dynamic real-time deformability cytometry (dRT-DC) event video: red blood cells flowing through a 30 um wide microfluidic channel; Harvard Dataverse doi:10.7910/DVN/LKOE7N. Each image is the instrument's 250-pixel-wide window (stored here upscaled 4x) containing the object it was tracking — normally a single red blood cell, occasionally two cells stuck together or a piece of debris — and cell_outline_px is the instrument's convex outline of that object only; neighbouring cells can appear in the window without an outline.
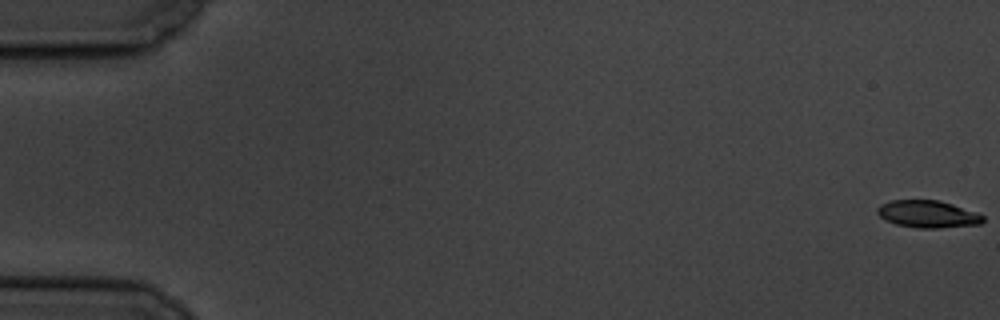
{"species": "common noctule bat (a hibernating species)", "species_latin": "Nyctalus noctula", "temperature_condition": "cold", "stored_images_in_passage": 18, "camera_frame_rate_fps": 3000, "um_per_image_px": 0.085, "animal": {"sex": "male", "body_mass_g": 19.5, "forearm_length_mm": 54.6}, "frame": {"image": 1, "passage_image": 1, "time_ms": 0.0, "image_size_px": [1000, 320], "cell_outline_px": [[984, 220], [980, 224], [936, 228], [916, 228], [896, 224], [880, 216], [876, 212], [876, 208], [880, 204], [892, 200], [940, 200], [976, 212], [984, 216]], "centroid_in_image_um": [78.85, 18.19], "position_along_channel_um": 6.1, "area_um2": 16.7}}